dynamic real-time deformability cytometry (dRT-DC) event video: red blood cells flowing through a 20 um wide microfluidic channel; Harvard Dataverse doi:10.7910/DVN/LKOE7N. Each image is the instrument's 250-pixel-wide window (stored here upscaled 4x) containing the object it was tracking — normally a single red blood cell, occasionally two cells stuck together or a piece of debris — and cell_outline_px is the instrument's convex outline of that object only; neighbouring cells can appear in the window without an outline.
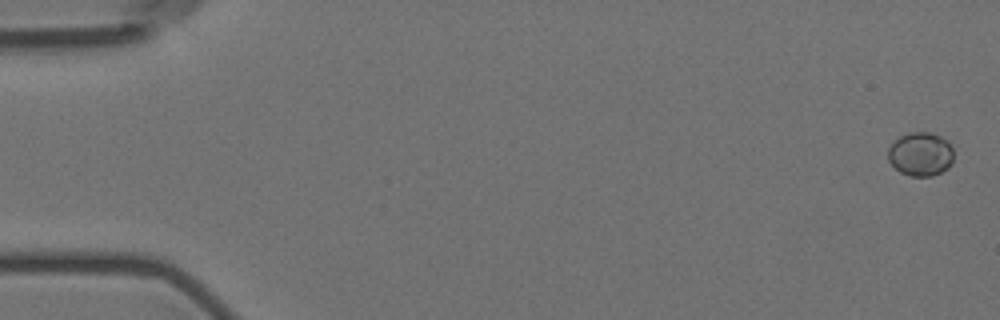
{"species": "Egyptian fruit bat (a non-hibernating species)", "species_latin": "Rousettus aegyptiacus", "temperature_condition": "room temperature", "stored_images_in_passage": 9, "camera_frame_rate_fps": 3000, "um_per_image_px": 0.085, "animal": {"sex": "female"}, "frame": {"image": 1, "passage_image": 1, "time_ms": 0.0, "image_size_px": [1000, 320], "cell_outline_px": [[952, 164], [948, 168], [932, 176], [912, 176], [900, 172], [888, 160], [888, 148], [900, 136], [908, 132], [928, 132], [940, 136], [948, 140], [952, 148]], "centroid_in_image_um": [78.26, 13.09], "position_along_channel_um": 6.7, "area_um2": 16.7}}
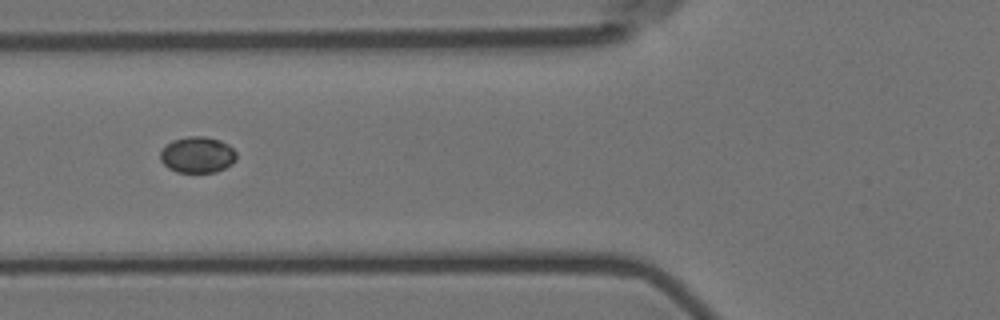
{"frame": {"image": 2, "passage_image": 7, "time_ms": 7.0, "image_size_px": [1000, 320], "cell_outline_px": [[236, 160], [232, 164], [216, 172], [176, 172], [168, 168], [160, 160], [160, 152], [172, 140], [188, 136], [204, 136], [220, 140], [228, 144], [236, 152]], "centroid_in_image_um": [16.79, 13.16], "position_along_channel_um": 109.0, "area_um2": 16.07}}
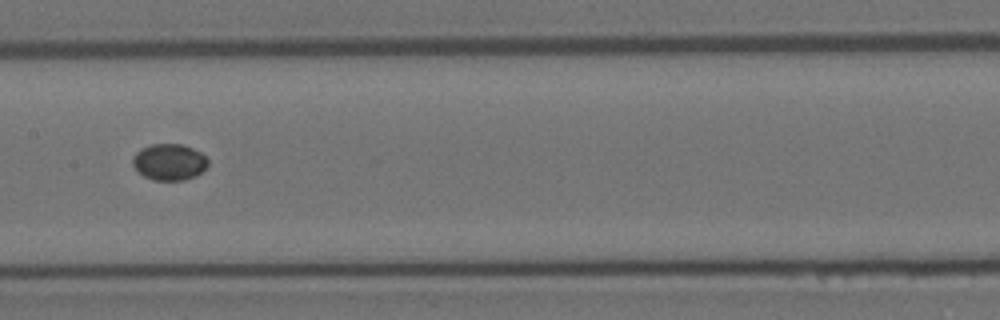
{"frame": {"image": 3, "passage_image": 9, "time_ms": 9.333, "image_size_px": [1000, 320], "cell_outline_px": [[208, 164], [196, 176], [184, 180], [152, 180], [144, 176], [132, 164], [132, 156], [140, 148], [152, 144], [184, 144], [200, 152], [208, 160]], "centroid_in_image_um": [14.37, 13.76], "position_along_channel_um": 193.0, "area_um2": 15.95}}